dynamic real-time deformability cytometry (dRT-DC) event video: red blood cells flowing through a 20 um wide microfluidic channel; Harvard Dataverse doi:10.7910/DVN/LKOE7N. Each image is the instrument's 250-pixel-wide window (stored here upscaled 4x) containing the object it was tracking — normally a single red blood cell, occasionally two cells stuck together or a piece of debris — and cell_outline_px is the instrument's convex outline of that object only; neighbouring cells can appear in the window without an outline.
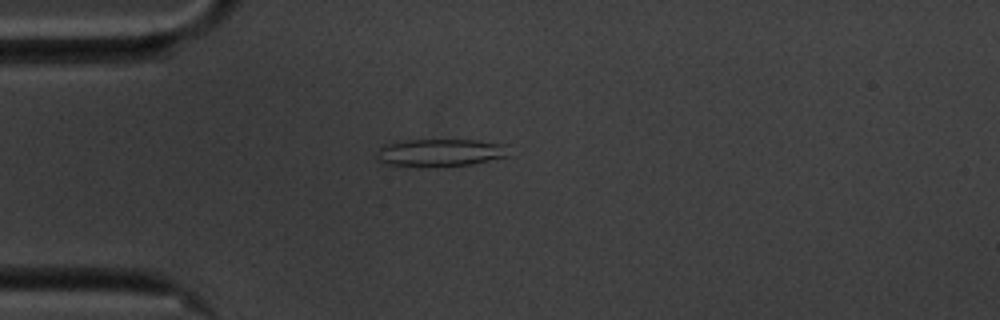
{"species": "common noctule bat (a hibernating species)", "species_latin": "Nyctalus noctula", "temperature_condition": "cold", "stored_images_in_passage": 43, "camera_frame_rate_fps": 3000, "um_per_image_px": 0.085, "animal": {"sex": "male", "body_mass_g": 20.1, "forearm_length_mm": 53.5}, "frame": {"image": 1, "passage_image": 1, "time_ms": 0.0, "image_size_px": [1000, 320], "cell_outline_px": [[512, 156], [472, 164], [416, 168], [388, 164], [376, 160], [376, 156], [380, 148], [384, 144], [392, 140], [476, 140], [508, 144]], "centroid_in_image_um": [37.44, 12.98], "position_along_channel_um": 47.6, "area_um2": 22.08}}
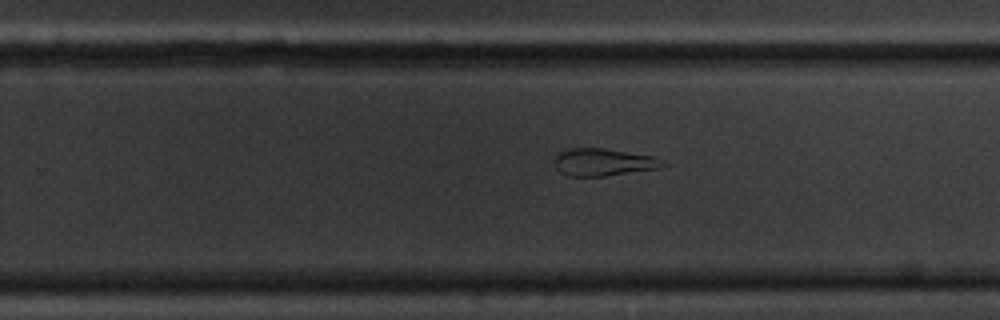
{"frame": {"image": 2, "passage_image": 22, "time_ms": 7.0, "image_size_px": [1000, 320], "cell_outline_px": [[668, 164], [660, 168], [604, 176], [568, 176], [560, 172], [556, 168], [552, 156], [564, 148], [604, 148], [652, 156]], "centroid_in_image_um": [51.2, 13.77], "position_along_channel_um": 278.6, "area_um2": 17.46}}
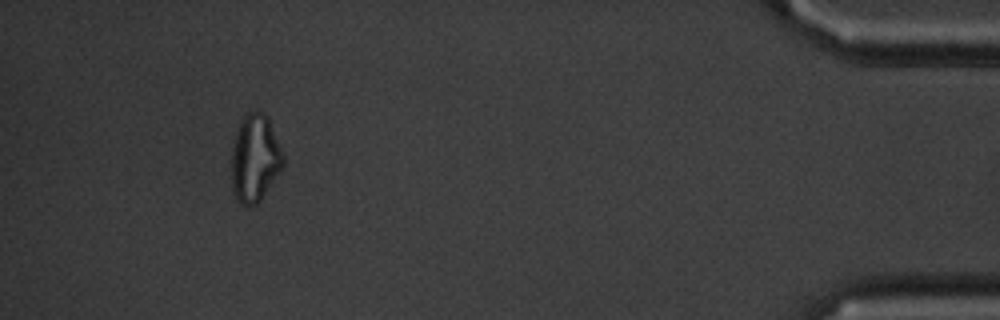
{"frame": {"image": 3, "passage_image": 39, "time_ms": 12.667, "image_size_px": [1000, 320], "cell_outline_px": [[284, 164], [280, 172], [260, 200], [256, 204], [240, 204], [236, 200], [232, 188], [232, 148], [236, 132], [240, 120], [244, 112], [256, 108], [264, 112], [268, 116], [284, 156]], "centroid_in_image_um": [21.67, 13.38], "position_along_channel_um": 413.5, "area_um2": 26.65}, "authors_computed_cell_mechanics": {"area_um2": 18.496, "velocity_mm_per_s": 3.4985, "shape_relaxation_time_tau1_ms": null, "shape_relaxation_time_tau2_ms": 3.5031, "deformation_change_tau1": null, "deformation_change_tau2": 0.1205}}